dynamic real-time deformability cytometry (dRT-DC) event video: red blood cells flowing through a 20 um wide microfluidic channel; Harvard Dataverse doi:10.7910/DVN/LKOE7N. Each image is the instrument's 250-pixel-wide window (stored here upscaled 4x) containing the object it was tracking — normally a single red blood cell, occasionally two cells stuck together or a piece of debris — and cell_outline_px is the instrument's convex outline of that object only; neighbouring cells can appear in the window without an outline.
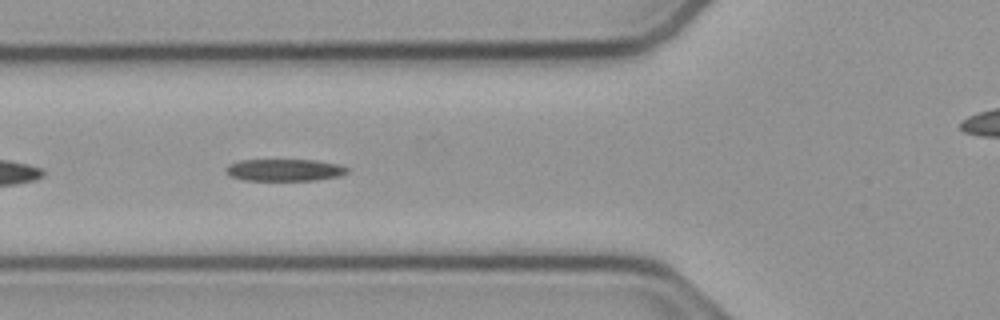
{"species": "common noctule bat (a hibernating species)", "species_latin": "Nyctalus noctula", "temperature_condition": "cold", "stored_images_in_passage": 40, "camera_frame_rate_fps": 3000, "um_per_image_px": 0.085, "animal": {"sex": "male", "body_mass_g": 23.1, "forearm_length_mm": 52.7}, "frame": {"image": 1, "passage_image": 5, "time_ms": 1.333, "image_size_px": [1000, 320], "cell_outline_px": [[348, 172], [340, 176], [316, 180], [244, 180], [228, 176], [224, 172], [224, 168], [228, 164], [240, 160], [316, 160], [340, 164], [348, 168]], "centroid_in_image_um": [24.15, 14.45], "position_along_channel_um": 101.7, "area_um2": 15.78}}
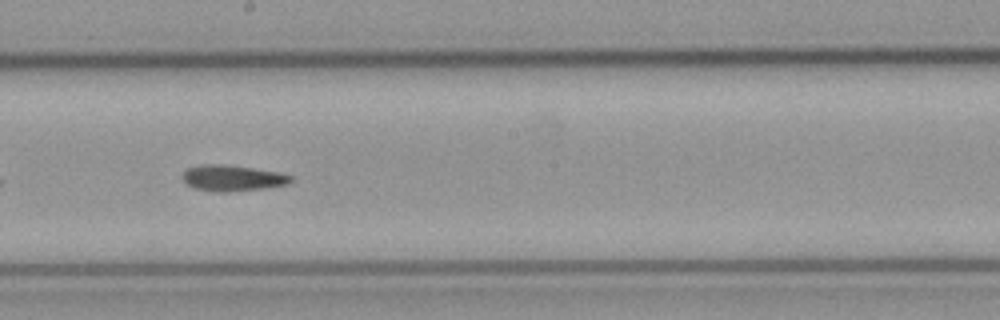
{"frame": {"image": 2, "passage_image": 15, "time_ms": 4.667, "image_size_px": [1000, 320], "cell_outline_px": [[296, 180], [288, 184], [264, 188], [228, 192], [216, 192], [196, 188], [184, 184], [180, 176], [188, 168], [200, 164], [224, 164], [280, 172], [292, 176]], "centroid_in_image_um": [19.75, 15.13], "position_along_channel_um": 228.4, "area_um2": 16.65}}
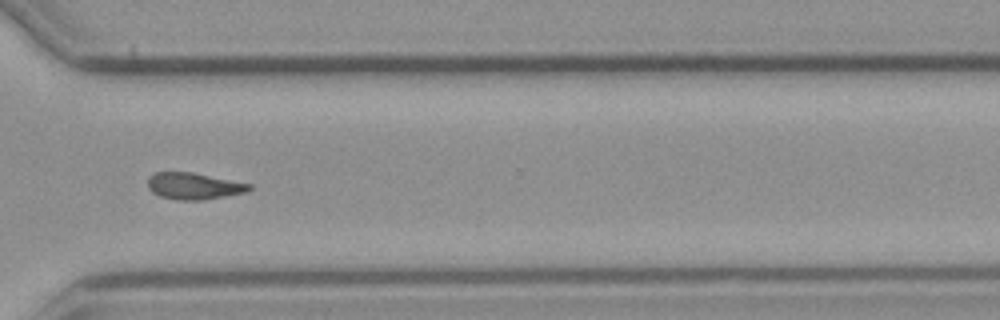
{"frame": {"image": 3, "passage_image": 25, "time_ms": 8.0, "image_size_px": [1000, 320], "cell_outline_px": [[252, 188], [248, 192], [204, 200], [176, 200], [160, 196], [152, 192], [148, 188], [148, 176], [156, 172], [192, 172], [252, 184]], "centroid_in_image_um": [16.48, 15.82], "position_along_channel_um": 354.1, "area_um2": 15.9}, "authors_computed_cell_mechanics": {"area_um2": 15.895, "velocity_mm_per_s": 3.7811, "shape_relaxation_time_tau1_ms": 10.0838, "shape_relaxation_time_tau2_ms": 5.7216, "deformation_change_tau1": 0.2125, "deformation_change_tau2": 0.1302}}